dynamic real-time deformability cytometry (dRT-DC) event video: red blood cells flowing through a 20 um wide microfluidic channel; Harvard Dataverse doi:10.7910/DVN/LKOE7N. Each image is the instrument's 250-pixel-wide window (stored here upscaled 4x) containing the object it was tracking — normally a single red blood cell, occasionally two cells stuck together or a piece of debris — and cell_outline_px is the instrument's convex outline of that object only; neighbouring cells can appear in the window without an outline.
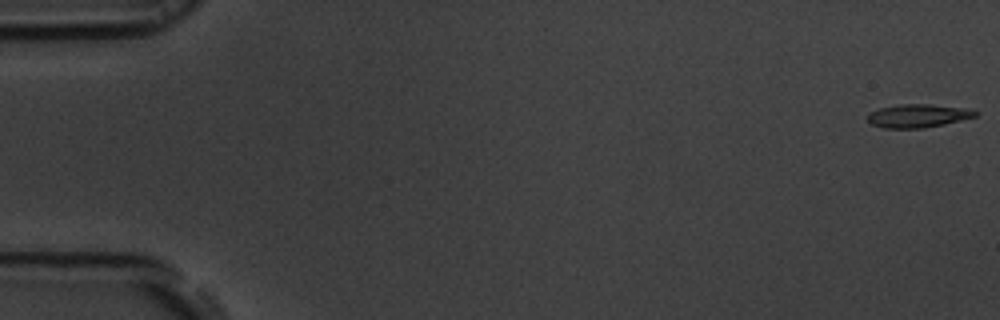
{"species": "common noctule bat (a hibernating species)", "species_latin": "Nyctalus noctula", "temperature_condition": "room temperature", "stored_images_in_passage": 55, "camera_frame_rate_fps": 3000, "um_per_image_px": 0.085, "animal": {"sex": "male", "body_mass_g": 19.5, "forearm_length_mm": 54.6}, "frame": {"image": 1, "passage_image": 1, "time_ms": 0.0, "image_size_px": [1000, 320], "cell_outline_px": [[980, 112], [976, 116], [944, 124], [924, 128], [884, 128], [872, 124], [868, 120], [868, 116], [872, 112], [880, 108], [900, 104], [928, 104], [964, 108]], "centroid_in_image_um": [78.04, 9.84], "position_along_channel_um": 7.0, "area_um2": 14.39}}
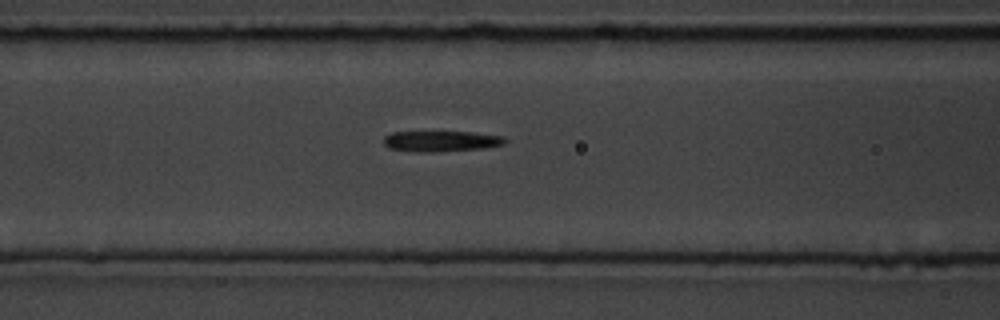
{"frame": {"image": 2, "passage_image": 23, "time_ms": 7.333, "image_size_px": [1000, 320], "cell_outline_px": [[508, 140], [504, 144], [484, 148], [432, 152], [416, 152], [388, 148], [384, 144], [384, 136], [392, 132], [472, 132], [504, 136]], "centroid_in_image_um": [37.5, 12.0], "position_along_channel_um": 129.1, "area_um2": 14.68}}
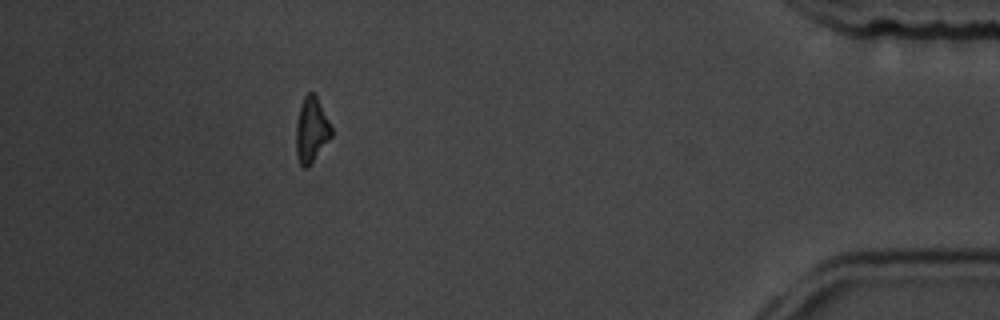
{"frame": {"image": 3, "passage_image": 50, "time_ms": 16.333, "image_size_px": [1000, 320], "cell_outline_px": [[332, 136], [308, 168], [304, 168], [300, 164], [296, 156], [296, 124], [300, 104], [304, 96], [308, 92], [316, 92], [332, 128]], "centroid_in_image_um": [26.47, 11.02], "position_along_channel_um": 408.7, "area_um2": 13.7}, "authors_computed_cell_mechanics": {"area_um2": 14.6234, "velocity_mm_per_s": 3.7068, "shape_relaxation_time_tau1_ms": 3.4212, "shape_relaxation_time_tau2_ms": null, "deformation_change_tau1": 0.1822, "deformation_change_tau2": null}}